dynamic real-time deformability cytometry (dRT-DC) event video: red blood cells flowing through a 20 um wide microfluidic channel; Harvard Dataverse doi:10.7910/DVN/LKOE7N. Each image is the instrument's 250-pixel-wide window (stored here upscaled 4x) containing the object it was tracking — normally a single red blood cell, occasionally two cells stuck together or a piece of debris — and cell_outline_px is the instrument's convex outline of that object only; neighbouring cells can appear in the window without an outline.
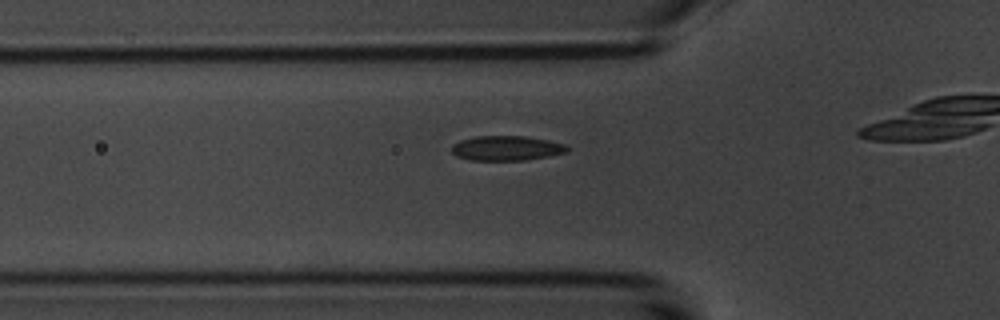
{"species": "common noctule bat (a hibernating species)", "species_latin": "Nyctalus noctula", "temperature_condition": "room temperature", "stored_images_in_passage": 4, "camera_frame_rate_fps": 3000, "um_per_image_px": 0.085, "animal": {"sex": "male", "body_mass_g": 20.1, "forearm_length_mm": 53.5}, "frame": {"image": 1, "passage_image": 4, "time_ms": 3.333, "image_size_px": [1000, 320], "cell_outline_px": [[572, 148], [568, 152], [548, 156], [524, 160], [468, 160], [456, 156], [452, 152], [452, 144], [460, 140], [476, 136], [524, 136], [548, 140], [568, 144]], "centroid_in_image_um": [43.09, 12.59], "position_along_channel_um": 82.7, "area_um2": 16.88}}